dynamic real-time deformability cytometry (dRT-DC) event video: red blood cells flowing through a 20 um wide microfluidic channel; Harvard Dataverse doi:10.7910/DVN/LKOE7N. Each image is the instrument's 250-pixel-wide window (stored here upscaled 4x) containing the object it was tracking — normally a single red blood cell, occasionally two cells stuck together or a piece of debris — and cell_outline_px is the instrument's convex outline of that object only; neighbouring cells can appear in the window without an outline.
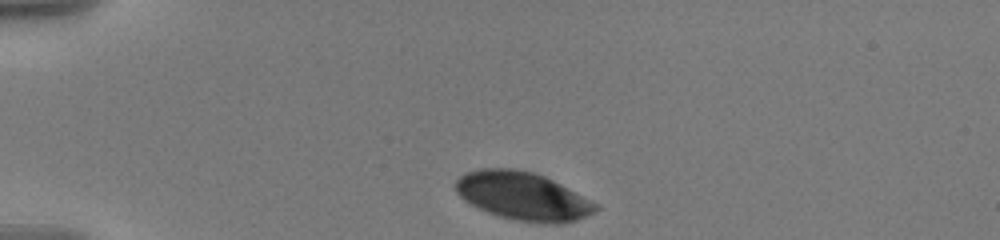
{"species": "human", "species_latin": "Homo sapiens", "temperature_condition": "warm", "stored_images_in_passage": 5, "camera_frame_rate_fps": 3000, "um_per_image_px": 0.085, "donor": {"sex": "male"}, "frame": {"image": 1, "passage_image": 1, "time_ms": 0.0, "image_size_px": [1000, 240], "cell_outline_px": [[600, 208], [576, 220], [564, 224], [540, 224], [516, 220], [500, 216], [488, 212], [464, 200], [456, 192], [456, 180], [464, 172], [480, 168], [512, 168], [532, 172], [544, 176], [600, 204]], "centroid_in_image_um": [44.45, 16.67], "position_along_channel_um": 40.5, "area_um2": 39.3}}
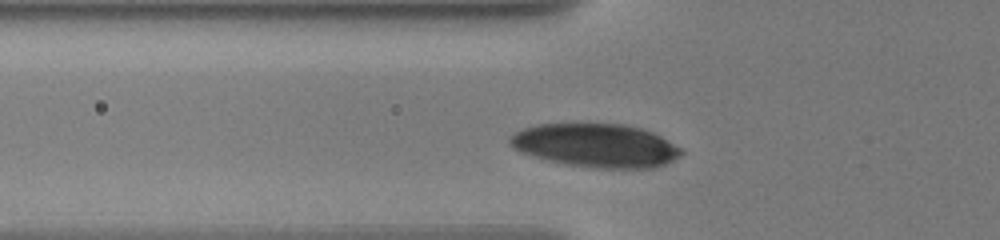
{"frame": {"image": 2, "passage_image": 4, "time_ms": 2.333, "image_size_px": [1000, 240], "cell_outline_px": [[684, 152], [680, 156], [664, 164], [652, 168], [596, 168], [568, 164], [548, 160], [520, 152], [512, 148], [508, 144], [508, 140], [516, 132], [524, 128], [536, 124], [624, 124], [640, 128], [652, 132], [684, 148]], "centroid_in_image_um": [50.66, 12.36], "position_along_channel_um": 75.1, "area_um2": 43.41}}